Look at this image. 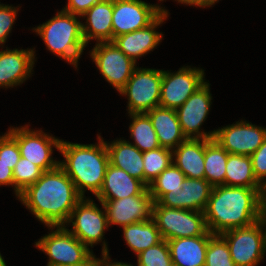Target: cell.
Returning a JSON list of instances; mask_svg holds the SVG:
<instances>
[{"mask_svg": "<svg viewBox=\"0 0 266 266\" xmlns=\"http://www.w3.org/2000/svg\"><path fill=\"white\" fill-rule=\"evenodd\" d=\"M16 141L21 157L38 166L43 172L56 169L59 161L52 157L53 147L58 151L61 139L43 132L31 130L29 125L10 127L7 131Z\"/></svg>", "mask_w": 266, "mask_h": 266, "instance_id": "ba28073f", "label": "cell"}, {"mask_svg": "<svg viewBox=\"0 0 266 266\" xmlns=\"http://www.w3.org/2000/svg\"><path fill=\"white\" fill-rule=\"evenodd\" d=\"M35 48L0 50V87L14 88L21 85L33 73Z\"/></svg>", "mask_w": 266, "mask_h": 266, "instance_id": "ac0fdd59", "label": "cell"}, {"mask_svg": "<svg viewBox=\"0 0 266 266\" xmlns=\"http://www.w3.org/2000/svg\"><path fill=\"white\" fill-rule=\"evenodd\" d=\"M204 266H236L226 241L214 235L208 242Z\"/></svg>", "mask_w": 266, "mask_h": 266, "instance_id": "d6a6232c", "label": "cell"}, {"mask_svg": "<svg viewBox=\"0 0 266 266\" xmlns=\"http://www.w3.org/2000/svg\"><path fill=\"white\" fill-rule=\"evenodd\" d=\"M42 173L38 166L21 157L13 170L14 191L17 198L28 186L34 184Z\"/></svg>", "mask_w": 266, "mask_h": 266, "instance_id": "1f68e13d", "label": "cell"}, {"mask_svg": "<svg viewBox=\"0 0 266 266\" xmlns=\"http://www.w3.org/2000/svg\"><path fill=\"white\" fill-rule=\"evenodd\" d=\"M212 188L205 179L186 177L181 190L166 193L158 203L166 207L203 212Z\"/></svg>", "mask_w": 266, "mask_h": 266, "instance_id": "d6986e66", "label": "cell"}, {"mask_svg": "<svg viewBox=\"0 0 266 266\" xmlns=\"http://www.w3.org/2000/svg\"><path fill=\"white\" fill-rule=\"evenodd\" d=\"M20 158L17 141L8 132L0 136V160L10 165V168L14 170Z\"/></svg>", "mask_w": 266, "mask_h": 266, "instance_id": "e575fe53", "label": "cell"}, {"mask_svg": "<svg viewBox=\"0 0 266 266\" xmlns=\"http://www.w3.org/2000/svg\"><path fill=\"white\" fill-rule=\"evenodd\" d=\"M122 228L126 244L136 255L163 240L152 218L147 221L129 224Z\"/></svg>", "mask_w": 266, "mask_h": 266, "instance_id": "484cf974", "label": "cell"}, {"mask_svg": "<svg viewBox=\"0 0 266 266\" xmlns=\"http://www.w3.org/2000/svg\"><path fill=\"white\" fill-rule=\"evenodd\" d=\"M159 1H164V0H159ZM175 1H177L180 4L182 3L188 5L192 0H175Z\"/></svg>", "mask_w": 266, "mask_h": 266, "instance_id": "ee69618b", "label": "cell"}, {"mask_svg": "<svg viewBox=\"0 0 266 266\" xmlns=\"http://www.w3.org/2000/svg\"><path fill=\"white\" fill-rule=\"evenodd\" d=\"M163 70L136 67L119 92L128 97V113H146L159 106Z\"/></svg>", "mask_w": 266, "mask_h": 266, "instance_id": "52a82bcc", "label": "cell"}, {"mask_svg": "<svg viewBox=\"0 0 266 266\" xmlns=\"http://www.w3.org/2000/svg\"><path fill=\"white\" fill-rule=\"evenodd\" d=\"M228 155L229 153L215 139H204V179L213 187L225 186Z\"/></svg>", "mask_w": 266, "mask_h": 266, "instance_id": "4316f807", "label": "cell"}, {"mask_svg": "<svg viewBox=\"0 0 266 266\" xmlns=\"http://www.w3.org/2000/svg\"><path fill=\"white\" fill-rule=\"evenodd\" d=\"M0 266H6L4 257L1 255V253H0Z\"/></svg>", "mask_w": 266, "mask_h": 266, "instance_id": "f6af8a7d", "label": "cell"}, {"mask_svg": "<svg viewBox=\"0 0 266 266\" xmlns=\"http://www.w3.org/2000/svg\"><path fill=\"white\" fill-rule=\"evenodd\" d=\"M136 256L138 258L137 266H173L169 245L164 239Z\"/></svg>", "mask_w": 266, "mask_h": 266, "instance_id": "836d02e7", "label": "cell"}, {"mask_svg": "<svg viewBox=\"0 0 266 266\" xmlns=\"http://www.w3.org/2000/svg\"><path fill=\"white\" fill-rule=\"evenodd\" d=\"M152 220L164 240L183 237L214 236L208 231L204 212L171 208L154 202Z\"/></svg>", "mask_w": 266, "mask_h": 266, "instance_id": "5b68a950", "label": "cell"}, {"mask_svg": "<svg viewBox=\"0 0 266 266\" xmlns=\"http://www.w3.org/2000/svg\"><path fill=\"white\" fill-rule=\"evenodd\" d=\"M250 158L254 176L256 180L264 186L266 184V138Z\"/></svg>", "mask_w": 266, "mask_h": 266, "instance_id": "8d00e7d4", "label": "cell"}, {"mask_svg": "<svg viewBox=\"0 0 266 266\" xmlns=\"http://www.w3.org/2000/svg\"><path fill=\"white\" fill-rule=\"evenodd\" d=\"M225 186L261 189L256 180L250 156L229 154L226 163Z\"/></svg>", "mask_w": 266, "mask_h": 266, "instance_id": "83f0119b", "label": "cell"}, {"mask_svg": "<svg viewBox=\"0 0 266 266\" xmlns=\"http://www.w3.org/2000/svg\"><path fill=\"white\" fill-rule=\"evenodd\" d=\"M102 202L108 225L120 227L152 218L153 198L148 187L137 196L124 197L114 200H98Z\"/></svg>", "mask_w": 266, "mask_h": 266, "instance_id": "2e32d148", "label": "cell"}, {"mask_svg": "<svg viewBox=\"0 0 266 266\" xmlns=\"http://www.w3.org/2000/svg\"><path fill=\"white\" fill-rule=\"evenodd\" d=\"M19 7H13L6 4H0V45L3 48L7 37L11 33L12 26L16 20ZM3 44V45H2Z\"/></svg>", "mask_w": 266, "mask_h": 266, "instance_id": "d590c367", "label": "cell"}, {"mask_svg": "<svg viewBox=\"0 0 266 266\" xmlns=\"http://www.w3.org/2000/svg\"><path fill=\"white\" fill-rule=\"evenodd\" d=\"M66 227H48L51 230L50 233L35 242L36 248L44 252L49 258L46 266L83 264L94 254Z\"/></svg>", "mask_w": 266, "mask_h": 266, "instance_id": "8992f818", "label": "cell"}, {"mask_svg": "<svg viewBox=\"0 0 266 266\" xmlns=\"http://www.w3.org/2000/svg\"><path fill=\"white\" fill-rule=\"evenodd\" d=\"M83 197L74 182L58 166L45 171L20 193L18 200L47 227L65 226L76 204Z\"/></svg>", "mask_w": 266, "mask_h": 266, "instance_id": "6da1fadb", "label": "cell"}, {"mask_svg": "<svg viewBox=\"0 0 266 266\" xmlns=\"http://www.w3.org/2000/svg\"><path fill=\"white\" fill-rule=\"evenodd\" d=\"M97 137V144H79L64 140L60 143L59 152L64 160L59 161V166L74 182L83 198L86 190L95 196L99 193L109 165L105 141L100 135Z\"/></svg>", "mask_w": 266, "mask_h": 266, "instance_id": "3957f363", "label": "cell"}, {"mask_svg": "<svg viewBox=\"0 0 266 266\" xmlns=\"http://www.w3.org/2000/svg\"><path fill=\"white\" fill-rule=\"evenodd\" d=\"M78 17L62 8L53 18L32 29L42 38L49 51L75 68L87 46L82 35V22Z\"/></svg>", "mask_w": 266, "mask_h": 266, "instance_id": "277c9868", "label": "cell"}, {"mask_svg": "<svg viewBox=\"0 0 266 266\" xmlns=\"http://www.w3.org/2000/svg\"><path fill=\"white\" fill-rule=\"evenodd\" d=\"M113 0H103L93 5L82 16L86 24L82 23V35L86 45L90 40L100 42H112L113 27Z\"/></svg>", "mask_w": 266, "mask_h": 266, "instance_id": "ffe728a7", "label": "cell"}, {"mask_svg": "<svg viewBox=\"0 0 266 266\" xmlns=\"http://www.w3.org/2000/svg\"><path fill=\"white\" fill-rule=\"evenodd\" d=\"M128 116L132 118L129 131L130 138L134 142H131V144L136 146L141 152L161 147L152 122L146 113H131Z\"/></svg>", "mask_w": 266, "mask_h": 266, "instance_id": "f1b7e54d", "label": "cell"}, {"mask_svg": "<svg viewBox=\"0 0 266 266\" xmlns=\"http://www.w3.org/2000/svg\"><path fill=\"white\" fill-rule=\"evenodd\" d=\"M165 7L148 4L142 0H113V39L151 24Z\"/></svg>", "mask_w": 266, "mask_h": 266, "instance_id": "4fadbf2b", "label": "cell"}, {"mask_svg": "<svg viewBox=\"0 0 266 266\" xmlns=\"http://www.w3.org/2000/svg\"><path fill=\"white\" fill-rule=\"evenodd\" d=\"M109 163L144 183L143 152L125 139L106 142Z\"/></svg>", "mask_w": 266, "mask_h": 266, "instance_id": "d4e9b609", "label": "cell"}, {"mask_svg": "<svg viewBox=\"0 0 266 266\" xmlns=\"http://www.w3.org/2000/svg\"><path fill=\"white\" fill-rule=\"evenodd\" d=\"M210 84L205 82L184 103L176 109L183 135L190 139H214L215 129L201 131L212 104Z\"/></svg>", "mask_w": 266, "mask_h": 266, "instance_id": "5bb4252c", "label": "cell"}, {"mask_svg": "<svg viewBox=\"0 0 266 266\" xmlns=\"http://www.w3.org/2000/svg\"><path fill=\"white\" fill-rule=\"evenodd\" d=\"M101 203L102 209L97 207L94 200L82 198L73 209L68 220L69 230L79 241L88 248L102 242L105 230H108V221L105 208Z\"/></svg>", "mask_w": 266, "mask_h": 266, "instance_id": "30bf717a", "label": "cell"}, {"mask_svg": "<svg viewBox=\"0 0 266 266\" xmlns=\"http://www.w3.org/2000/svg\"><path fill=\"white\" fill-rule=\"evenodd\" d=\"M146 114L152 122L161 147L174 150L186 139L181 130L176 109L157 106Z\"/></svg>", "mask_w": 266, "mask_h": 266, "instance_id": "7402d4cb", "label": "cell"}, {"mask_svg": "<svg viewBox=\"0 0 266 266\" xmlns=\"http://www.w3.org/2000/svg\"><path fill=\"white\" fill-rule=\"evenodd\" d=\"M13 186L14 188V180H13V170L10 168V165L5 164L0 160V186Z\"/></svg>", "mask_w": 266, "mask_h": 266, "instance_id": "f35d334b", "label": "cell"}, {"mask_svg": "<svg viewBox=\"0 0 266 266\" xmlns=\"http://www.w3.org/2000/svg\"><path fill=\"white\" fill-rule=\"evenodd\" d=\"M266 138V127L241 120L215 131L214 139L229 153L251 156Z\"/></svg>", "mask_w": 266, "mask_h": 266, "instance_id": "9a60e30c", "label": "cell"}, {"mask_svg": "<svg viewBox=\"0 0 266 266\" xmlns=\"http://www.w3.org/2000/svg\"><path fill=\"white\" fill-rule=\"evenodd\" d=\"M91 50L90 57L99 72L119 93L132 76L137 63L126 56L113 42L96 43Z\"/></svg>", "mask_w": 266, "mask_h": 266, "instance_id": "8fae6325", "label": "cell"}, {"mask_svg": "<svg viewBox=\"0 0 266 266\" xmlns=\"http://www.w3.org/2000/svg\"><path fill=\"white\" fill-rule=\"evenodd\" d=\"M220 236L228 244L236 266H257L265 256L266 230L258 222L226 231Z\"/></svg>", "mask_w": 266, "mask_h": 266, "instance_id": "9c48e42d", "label": "cell"}, {"mask_svg": "<svg viewBox=\"0 0 266 266\" xmlns=\"http://www.w3.org/2000/svg\"><path fill=\"white\" fill-rule=\"evenodd\" d=\"M101 259L96 258L93 254L85 263L78 265H68V266H95Z\"/></svg>", "mask_w": 266, "mask_h": 266, "instance_id": "7bdbcfd3", "label": "cell"}, {"mask_svg": "<svg viewBox=\"0 0 266 266\" xmlns=\"http://www.w3.org/2000/svg\"><path fill=\"white\" fill-rule=\"evenodd\" d=\"M213 236L167 240L173 266H204L208 242Z\"/></svg>", "mask_w": 266, "mask_h": 266, "instance_id": "603a6c76", "label": "cell"}, {"mask_svg": "<svg viewBox=\"0 0 266 266\" xmlns=\"http://www.w3.org/2000/svg\"><path fill=\"white\" fill-rule=\"evenodd\" d=\"M146 188L142 181L109 163L102 187L95 197L98 200L122 199L140 195Z\"/></svg>", "mask_w": 266, "mask_h": 266, "instance_id": "44dd1931", "label": "cell"}, {"mask_svg": "<svg viewBox=\"0 0 266 266\" xmlns=\"http://www.w3.org/2000/svg\"><path fill=\"white\" fill-rule=\"evenodd\" d=\"M204 69L183 66L177 72L163 70L159 106L177 109L204 83Z\"/></svg>", "mask_w": 266, "mask_h": 266, "instance_id": "7c38bea8", "label": "cell"}, {"mask_svg": "<svg viewBox=\"0 0 266 266\" xmlns=\"http://www.w3.org/2000/svg\"><path fill=\"white\" fill-rule=\"evenodd\" d=\"M257 222L266 230V190L259 191Z\"/></svg>", "mask_w": 266, "mask_h": 266, "instance_id": "ab89813d", "label": "cell"}, {"mask_svg": "<svg viewBox=\"0 0 266 266\" xmlns=\"http://www.w3.org/2000/svg\"><path fill=\"white\" fill-rule=\"evenodd\" d=\"M102 243V259L95 266H122V262L110 260L107 243L105 240Z\"/></svg>", "mask_w": 266, "mask_h": 266, "instance_id": "60d3db41", "label": "cell"}, {"mask_svg": "<svg viewBox=\"0 0 266 266\" xmlns=\"http://www.w3.org/2000/svg\"><path fill=\"white\" fill-rule=\"evenodd\" d=\"M185 178L184 173L172 163L148 185L153 201L158 202L166 193L172 190H181Z\"/></svg>", "mask_w": 266, "mask_h": 266, "instance_id": "f546056e", "label": "cell"}, {"mask_svg": "<svg viewBox=\"0 0 266 266\" xmlns=\"http://www.w3.org/2000/svg\"><path fill=\"white\" fill-rule=\"evenodd\" d=\"M219 0H192L188 5L189 6H198L201 8L209 7L217 3Z\"/></svg>", "mask_w": 266, "mask_h": 266, "instance_id": "b9f144b4", "label": "cell"}, {"mask_svg": "<svg viewBox=\"0 0 266 266\" xmlns=\"http://www.w3.org/2000/svg\"><path fill=\"white\" fill-rule=\"evenodd\" d=\"M144 184L148 185L159 174L169 167L172 161V150L159 147L155 150L143 152Z\"/></svg>", "mask_w": 266, "mask_h": 266, "instance_id": "4dcf8cb0", "label": "cell"}, {"mask_svg": "<svg viewBox=\"0 0 266 266\" xmlns=\"http://www.w3.org/2000/svg\"><path fill=\"white\" fill-rule=\"evenodd\" d=\"M172 161L186 177L204 179V139L186 138L172 150Z\"/></svg>", "mask_w": 266, "mask_h": 266, "instance_id": "cb8c5ba5", "label": "cell"}, {"mask_svg": "<svg viewBox=\"0 0 266 266\" xmlns=\"http://www.w3.org/2000/svg\"><path fill=\"white\" fill-rule=\"evenodd\" d=\"M169 12L163 11L147 27L115 37L112 42L135 63L137 59L153 51L163 39V34L156 31L168 18Z\"/></svg>", "mask_w": 266, "mask_h": 266, "instance_id": "e0dca14e", "label": "cell"}, {"mask_svg": "<svg viewBox=\"0 0 266 266\" xmlns=\"http://www.w3.org/2000/svg\"><path fill=\"white\" fill-rule=\"evenodd\" d=\"M122 266H130L128 263L122 262Z\"/></svg>", "mask_w": 266, "mask_h": 266, "instance_id": "bcb514c9", "label": "cell"}, {"mask_svg": "<svg viewBox=\"0 0 266 266\" xmlns=\"http://www.w3.org/2000/svg\"><path fill=\"white\" fill-rule=\"evenodd\" d=\"M261 190H266V184L261 188Z\"/></svg>", "mask_w": 266, "mask_h": 266, "instance_id": "7dc6e473", "label": "cell"}, {"mask_svg": "<svg viewBox=\"0 0 266 266\" xmlns=\"http://www.w3.org/2000/svg\"><path fill=\"white\" fill-rule=\"evenodd\" d=\"M261 189L214 186L204 212L207 229L220 235L257 222Z\"/></svg>", "mask_w": 266, "mask_h": 266, "instance_id": "7a4b0ae2", "label": "cell"}, {"mask_svg": "<svg viewBox=\"0 0 266 266\" xmlns=\"http://www.w3.org/2000/svg\"><path fill=\"white\" fill-rule=\"evenodd\" d=\"M101 1L103 0H68L63 10L80 18L93 5Z\"/></svg>", "mask_w": 266, "mask_h": 266, "instance_id": "74e56055", "label": "cell"}]
</instances>
